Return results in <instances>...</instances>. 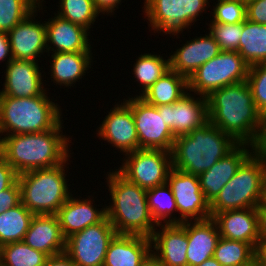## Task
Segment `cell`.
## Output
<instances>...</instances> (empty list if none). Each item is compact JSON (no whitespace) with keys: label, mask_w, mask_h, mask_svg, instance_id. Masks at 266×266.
I'll return each mask as SVG.
<instances>
[{"label":"cell","mask_w":266,"mask_h":266,"mask_svg":"<svg viewBox=\"0 0 266 266\" xmlns=\"http://www.w3.org/2000/svg\"><path fill=\"white\" fill-rule=\"evenodd\" d=\"M62 122L45 132L3 136L0 139V154L18 175L64 163L71 158L69 143L72 142L67 135H63Z\"/></svg>","instance_id":"cell-1"},{"label":"cell","mask_w":266,"mask_h":266,"mask_svg":"<svg viewBox=\"0 0 266 266\" xmlns=\"http://www.w3.org/2000/svg\"><path fill=\"white\" fill-rule=\"evenodd\" d=\"M208 120L237 143L252 144L261 113L256 109L247 81L213 91L207 97Z\"/></svg>","instance_id":"cell-2"},{"label":"cell","mask_w":266,"mask_h":266,"mask_svg":"<svg viewBox=\"0 0 266 266\" xmlns=\"http://www.w3.org/2000/svg\"><path fill=\"white\" fill-rule=\"evenodd\" d=\"M105 177L112 203L106 205V217L116 233L150 238L158 227L148 208L146 189L129 182L116 169Z\"/></svg>","instance_id":"cell-3"},{"label":"cell","mask_w":266,"mask_h":266,"mask_svg":"<svg viewBox=\"0 0 266 266\" xmlns=\"http://www.w3.org/2000/svg\"><path fill=\"white\" fill-rule=\"evenodd\" d=\"M238 143L210 121L188 135L175 138L171 151L175 169L200 175L228 154Z\"/></svg>","instance_id":"cell-4"},{"label":"cell","mask_w":266,"mask_h":266,"mask_svg":"<svg viewBox=\"0 0 266 266\" xmlns=\"http://www.w3.org/2000/svg\"><path fill=\"white\" fill-rule=\"evenodd\" d=\"M47 93L27 98L0 95V139L2 134L45 132L63 121L60 106Z\"/></svg>","instance_id":"cell-5"},{"label":"cell","mask_w":266,"mask_h":266,"mask_svg":"<svg viewBox=\"0 0 266 266\" xmlns=\"http://www.w3.org/2000/svg\"><path fill=\"white\" fill-rule=\"evenodd\" d=\"M67 161L18 175L21 203L34 215H56L72 194L65 174Z\"/></svg>","instance_id":"cell-6"},{"label":"cell","mask_w":266,"mask_h":266,"mask_svg":"<svg viewBox=\"0 0 266 266\" xmlns=\"http://www.w3.org/2000/svg\"><path fill=\"white\" fill-rule=\"evenodd\" d=\"M266 181V160L251 154L210 203L211 217L220 212L257 208Z\"/></svg>","instance_id":"cell-7"},{"label":"cell","mask_w":266,"mask_h":266,"mask_svg":"<svg viewBox=\"0 0 266 266\" xmlns=\"http://www.w3.org/2000/svg\"><path fill=\"white\" fill-rule=\"evenodd\" d=\"M249 65L238 51H221L188 80V91L208 97L213 91L247 80Z\"/></svg>","instance_id":"cell-8"},{"label":"cell","mask_w":266,"mask_h":266,"mask_svg":"<svg viewBox=\"0 0 266 266\" xmlns=\"http://www.w3.org/2000/svg\"><path fill=\"white\" fill-rule=\"evenodd\" d=\"M209 0H144V17L154 33L178 36L185 29H191L195 22L206 12ZM156 31V32H155ZM159 31V32H158ZM179 33V34H178Z\"/></svg>","instance_id":"cell-9"},{"label":"cell","mask_w":266,"mask_h":266,"mask_svg":"<svg viewBox=\"0 0 266 266\" xmlns=\"http://www.w3.org/2000/svg\"><path fill=\"white\" fill-rule=\"evenodd\" d=\"M124 157L122 166L116 170L129 182L146 190L167 183L173 168L171 152L139 149Z\"/></svg>","instance_id":"cell-10"},{"label":"cell","mask_w":266,"mask_h":266,"mask_svg":"<svg viewBox=\"0 0 266 266\" xmlns=\"http://www.w3.org/2000/svg\"><path fill=\"white\" fill-rule=\"evenodd\" d=\"M116 234L105 217L66 238L65 253L77 266H103L108 245Z\"/></svg>","instance_id":"cell-11"},{"label":"cell","mask_w":266,"mask_h":266,"mask_svg":"<svg viewBox=\"0 0 266 266\" xmlns=\"http://www.w3.org/2000/svg\"><path fill=\"white\" fill-rule=\"evenodd\" d=\"M123 101L131 108L138 135L139 149L172 151L175 137L165 124L163 113L157 106L145 102L139 96Z\"/></svg>","instance_id":"cell-12"},{"label":"cell","mask_w":266,"mask_h":266,"mask_svg":"<svg viewBox=\"0 0 266 266\" xmlns=\"http://www.w3.org/2000/svg\"><path fill=\"white\" fill-rule=\"evenodd\" d=\"M167 183L172 189L180 213L179 224L211 217L210 203L200 188L198 175L172 168Z\"/></svg>","instance_id":"cell-13"},{"label":"cell","mask_w":266,"mask_h":266,"mask_svg":"<svg viewBox=\"0 0 266 266\" xmlns=\"http://www.w3.org/2000/svg\"><path fill=\"white\" fill-rule=\"evenodd\" d=\"M195 95V96H194ZM187 92L173 104L157 106L174 137L188 135L208 122L207 97Z\"/></svg>","instance_id":"cell-14"},{"label":"cell","mask_w":266,"mask_h":266,"mask_svg":"<svg viewBox=\"0 0 266 266\" xmlns=\"http://www.w3.org/2000/svg\"><path fill=\"white\" fill-rule=\"evenodd\" d=\"M99 125L96 134L101 140L126 155L139 150V141L131 108L123 101L115 104Z\"/></svg>","instance_id":"cell-15"},{"label":"cell","mask_w":266,"mask_h":266,"mask_svg":"<svg viewBox=\"0 0 266 266\" xmlns=\"http://www.w3.org/2000/svg\"><path fill=\"white\" fill-rule=\"evenodd\" d=\"M43 1L39 2L34 12L8 32L13 59L39 62L38 58L44 52L47 53L46 23L35 19L39 10H43Z\"/></svg>","instance_id":"cell-16"},{"label":"cell","mask_w":266,"mask_h":266,"mask_svg":"<svg viewBox=\"0 0 266 266\" xmlns=\"http://www.w3.org/2000/svg\"><path fill=\"white\" fill-rule=\"evenodd\" d=\"M38 62L13 59L6 65L5 81L0 95L15 98L40 96L45 91Z\"/></svg>","instance_id":"cell-17"},{"label":"cell","mask_w":266,"mask_h":266,"mask_svg":"<svg viewBox=\"0 0 266 266\" xmlns=\"http://www.w3.org/2000/svg\"><path fill=\"white\" fill-rule=\"evenodd\" d=\"M157 227H161L160 230L156 228L150 237L151 252L161 265L188 266L186 221L182 224H159Z\"/></svg>","instance_id":"cell-18"},{"label":"cell","mask_w":266,"mask_h":266,"mask_svg":"<svg viewBox=\"0 0 266 266\" xmlns=\"http://www.w3.org/2000/svg\"><path fill=\"white\" fill-rule=\"evenodd\" d=\"M249 148V149H248ZM252 154L250 144L238 143L209 170L198 175L205 199L211 203L235 175L241 164Z\"/></svg>","instance_id":"cell-19"},{"label":"cell","mask_w":266,"mask_h":266,"mask_svg":"<svg viewBox=\"0 0 266 266\" xmlns=\"http://www.w3.org/2000/svg\"><path fill=\"white\" fill-rule=\"evenodd\" d=\"M220 237L249 243L256 251L260 244L257 208H245L216 213L211 217Z\"/></svg>","instance_id":"cell-20"},{"label":"cell","mask_w":266,"mask_h":266,"mask_svg":"<svg viewBox=\"0 0 266 266\" xmlns=\"http://www.w3.org/2000/svg\"><path fill=\"white\" fill-rule=\"evenodd\" d=\"M171 52L173 54L169 55L170 69L189 80L201 65L216 57L221 50L208 33L203 37L196 36L190 41L187 40L183 46Z\"/></svg>","instance_id":"cell-21"},{"label":"cell","mask_w":266,"mask_h":266,"mask_svg":"<svg viewBox=\"0 0 266 266\" xmlns=\"http://www.w3.org/2000/svg\"><path fill=\"white\" fill-rule=\"evenodd\" d=\"M46 23L47 52H91L90 32L54 13ZM89 33V34H88ZM90 42V43H89ZM53 46H51V45Z\"/></svg>","instance_id":"cell-22"},{"label":"cell","mask_w":266,"mask_h":266,"mask_svg":"<svg viewBox=\"0 0 266 266\" xmlns=\"http://www.w3.org/2000/svg\"><path fill=\"white\" fill-rule=\"evenodd\" d=\"M23 241L48 257L65 252L66 238L57 215H34Z\"/></svg>","instance_id":"cell-23"},{"label":"cell","mask_w":266,"mask_h":266,"mask_svg":"<svg viewBox=\"0 0 266 266\" xmlns=\"http://www.w3.org/2000/svg\"><path fill=\"white\" fill-rule=\"evenodd\" d=\"M90 197L88 195L86 199H78L71 194L58 210L56 215L65 238L82 231L90 225L101 222L106 217V206L101 209L94 207L92 203L95 202L94 197L92 196V199Z\"/></svg>","instance_id":"cell-24"},{"label":"cell","mask_w":266,"mask_h":266,"mask_svg":"<svg viewBox=\"0 0 266 266\" xmlns=\"http://www.w3.org/2000/svg\"><path fill=\"white\" fill-rule=\"evenodd\" d=\"M186 234L188 266H198L213 257L220 234L211 217L205 220L186 221Z\"/></svg>","instance_id":"cell-25"},{"label":"cell","mask_w":266,"mask_h":266,"mask_svg":"<svg viewBox=\"0 0 266 266\" xmlns=\"http://www.w3.org/2000/svg\"><path fill=\"white\" fill-rule=\"evenodd\" d=\"M150 252L149 237L116 234L108 245L103 266H139Z\"/></svg>","instance_id":"cell-26"},{"label":"cell","mask_w":266,"mask_h":266,"mask_svg":"<svg viewBox=\"0 0 266 266\" xmlns=\"http://www.w3.org/2000/svg\"><path fill=\"white\" fill-rule=\"evenodd\" d=\"M92 52H56L51 54V82L64 87L75 85L91 68Z\"/></svg>","instance_id":"cell-27"},{"label":"cell","mask_w":266,"mask_h":266,"mask_svg":"<svg viewBox=\"0 0 266 266\" xmlns=\"http://www.w3.org/2000/svg\"><path fill=\"white\" fill-rule=\"evenodd\" d=\"M188 92V80L169 69L139 97L153 106L173 104Z\"/></svg>","instance_id":"cell-28"},{"label":"cell","mask_w":266,"mask_h":266,"mask_svg":"<svg viewBox=\"0 0 266 266\" xmlns=\"http://www.w3.org/2000/svg\"><path fill=\"white\" fill-rule=\"evenodd\" d=\"M238 53L249 66L266 62V25L246 19Z\"/></svg>","instance_id":"cell-29"},{"label":"cell","mask_w":266,"mask_h":266,"mask_svg":"<svg viewBox=\"0 0 266 266\" xmlns=\"http://www.w3.org/2000/svg\"><path fill=\"white\" fill-rule=\"evenodd\" d=\"M33 216L21 202L0 213V247L23 241Z\"/></svg>","instance_id":"cell-30"},{"label":"cell","mask_w":266,"mask_h":266,"mask_svg":"<svg viewBox=\"0 0 266 266\" xmlns=\"http://www.w3.org/2000/svg\"><path fill=\"white\" fill-rule=\"evenodd\" d=\"M146 195L150 214L157 225L162 222L163 224H179V218L177 215L174 216L178 209L168 183L147 189Z\"/></svg>","instance_id":"cell-31"},{"label":"cell","mask_w":266,"mask_h":266,"mask_svg":"<svg viewBox=\"0 0 266 266\" xmlns=\"http://www.w3.org/2000/svg\"><path fill=\"white\" fill-rule=\"evenodd\" d=\"M161 54L144 53L141 54L136 63H134L133 73L134 78L142 85V90L139 95L143 94L151 85L161 78L169 69V57L164 59Z\"/></svg>","instance_id":"cell-32"},{"label":"cell","mask_w":266,"mask_h":266,"mask_svg":"<svg viewBox=\"0 0 266 266\" xmlns=\"http://www.w3.org/2000/svg\"><path fill=\"white\" fill-rule=\"evenodd\" d=\"M48 256L24 241L0 247V266H44Z\"/></svg>","instance_id":"cell-33"},{"label":"cell","mask_w":266,"mask_h":266,"mask_svg":"<svg viewBox=\"0 0 266 266\" xmlns=\"http://www.w3.org/2000/svg\"><path fill=\"white\" fill-rule=\"evenodd\" d=\"M256 256L257 251L249 243L222 237L219 238L213 255L222 266H242Z\"/></svg>","instance_id":"cell-34"},{"label":"cell","mask_w":266,"mask_h":266,"mask_svg":"<svg viewBox=\"0 0 266 266\" xmlns=\"http://www.w3.org/2000/svg\"><path fill=\"white\" fill-rule=\"evenodd\" d=\"M56 15L74 24L91 29L95 24L99 12L94 6L93 0H60Z\"/></svg>","instance_id":"cell-35"},{"label":"cell","mask_w":266,"mask_h":266,"mask_svg":"<svg viewBox=\"0 0 266 266\" xmlns=\"http://www.w3.org/2000/svg\"><path fill=\"white\" fill-rule=\"evenodd\" d=\"M41 0H0V32H9L34 12Z\"/></svg>","instance_id":"cell-36"},{"label":"cell","mask_w":266,"mask_h":266,"mask_svg":"<svg viewBox=\"0 0 266 266\" xmlns=\"http://www.w3.org/2000/svg\"><path fill=\"white\" fill-rule=\"evenodd\" d=\"M213 6L212 19L210 22L222 24H236L247 19L245 0H220Z\"/></svg>","instance_id":"cell-37"},{"label":"cell","mask_w":266,"mask_h":266,"mask_svg":"<svg viewBox=\"0 0 266 266\" xmlns=\"http://www.w3.org/2000/svg\"><path fill=\"white\" fill-rule=\"evenodd\" d=\"M208 26L209 34L218 43L221 51H238L243 22L236 24L210 22Z\"/></svg>","instance_id":"cell-38"},{"label":"cell","mask_w":266,"mask_h":266,"mask_svg":"<svg viewBox=\"0 0 266 266\" xmlns=\"http://www.w3.org/2000/svg\"><path fill=\"white\" fill-rule=\"evenodd\" d=\"M247 83L251 89L256 109L266 111V62L249 66Z\"/></svg>","instance_id":"cell-39"},{"label":"cell","mask_w":266,"mask_h":266,"mask_svg":"<svg viewBox=\"0 0 266 266\" xmlns=\"http://www.w3.org/2000/svg\"><path fill=\"white\" fill-rule=\"evenodd\" d=\"M246 11L249 21L266 25V0L246 1Z\"/></svg>","instance_id":"cell-40"},{"label":"cell","mask_w":266,"mask_h":266,"mask_svg":"<svg viewBox=\"0 0 266 266\" xmlns=\"http://www.w3.org/2000/svg\"><path fill=\"white\" fill-rule=\"evenodd\" d=\"M20 202V186L18 181H16L11 187L0 192V213L15 207Z\"/></svg>","instance_id":"cell-41"},{"label":"cell","mask_w":266,"mask_h":266,"mask_svg":"<svg viewBox=\"0 0 266 266\" xmlns=\"http://www.w3.org/2000/svg\"><path fill=\"white\" fill-rule=\"evenodd\" d=\"M251 147L252 154L266 160V111L260 115L259 129Z\"/></svg>","instance_id":"cell-42"},{"label":"cell","mask_w":266,"mask_h":266,"mask_svg":"<svg viewBox=\"0 0 266 266\" xmlns=\"http://www.w3.org/2000/svg\"><path fill=\"white\" fill-rule=\"evenodd\" d=\"M18 178L16 171L8 164L0 154V192L11 187Z\"/></svg>","instance_id":"cell-43"},{"label":"cell","mask_w":266,"mask_h":266,"mask_svg":"<svg viewBox=\"0 0 266 266\" xmlns=\"http://www.w3.org/2000/svg\"><path fill=\"white\" fill-rule=\"evenodd\" d=\"M122 0H93L94 6L99 13L107 16L115 14V10L121 5ZM117 8V9H115Z\"/></svg>","instance_id":"cell-44"},{"label":"cell","mask_w":266,"mask_h":266,"mask_svg":"<svg viewBox=\"0 0 266 266\" xmlns=\"http://www.w3.org/2000/svg\"><path fill=\"white\" fill-rule=\"evenodd\" d=\"M7 59V60H6ZM7 61L6 65L13 60L8 32H0V61Z\"/></svg>","instance_id":"cell-45"},{"label":"cell","mask_w":266,"mask_h":266,"mask_svg":"<svg viewBox=\"0 0 266 266\" xmlns=\"http://www.w3.org/2000/svg\"><path fill=\"white\" fill-rule=\"evenodd\" d=\"M44 266H77L64 252L59 255L48 257Z\"/></svg>","instance_id":"cell-46"},{"label":"cell","mask_w":266,"mask_h":266,"mask_svg":"<svg viewBox=\"0 0 266 266\" xmlns=\"http://www.w3.org/2000/svg\"><path fill=\"white\" fill-rule=\"evenodd\" d=\"M260 243H266V207L261 203L257 207Z\"/></svg>","instance_id":"cell-47"},{"label":"cell","mask_w":266,"mask_h":266,"mask_svg":"<svg viewBox=\"0 0 266 266\" xmlns=\"http://www.w3.org/2000/svg\"><path fill=\"white\" fill-rule=\"evenodd\" d=\"M139 266H162L159 259L150 252L144 259L140 262Z\"/></svg>","instance_id":"cell-48"},{"label":"cell","mask_w":266,"mask_h":266,"mask_svg":"<svg viewBox=\"0 0 266 266\" xmlns=\"http://www.w3.org/2000/svg\"><path fill=\"white\" fill-rule=\"evenodd\" d=\"M257 257L261 266H266V243H260L257 248Z\"/></svg>","instance_id":"cell-49"},{"label":"cell","mask_w":266,"mask_h":266,"mask_svg":"<svg viewBox=\"0 0 266 266\" xmlns=\"http://www.w3.org/2000/svg\"><path fill=\"white\" fill-rule=\"evenodd\" d=\"M198 266H222L214 257H211L205 261H203Z\"/></svg>","instance_id":"cell-50"},{"label":"cell","mask_w":266,"mask_h":266,"mask_svg":"<svg viewBox=\"0 0 266 266\" xmlns=\"http://www.w3.org/2000/svg\"><path fill=\"white\" fill-rule=\"evenodd\" d=\"M242 266H261V265L259 263L258 257L256 256L251 262Z\"/></svg>","instance_id":"cell-51"},{"label":"cell","mask_w":266,"mask_h":266,"mask_svg":"<svg viewBox=\"0 0 266 266\" xmlns=\"http://www.w3.org/2000/svg\"><path fill=\"white\" fill-rule=\"evenodd\" d=\"M261 203L266 207V181L264 183V188H263V196H262V201Z\"/></svg>","instance_id":"cell-52"}]
</instances>
